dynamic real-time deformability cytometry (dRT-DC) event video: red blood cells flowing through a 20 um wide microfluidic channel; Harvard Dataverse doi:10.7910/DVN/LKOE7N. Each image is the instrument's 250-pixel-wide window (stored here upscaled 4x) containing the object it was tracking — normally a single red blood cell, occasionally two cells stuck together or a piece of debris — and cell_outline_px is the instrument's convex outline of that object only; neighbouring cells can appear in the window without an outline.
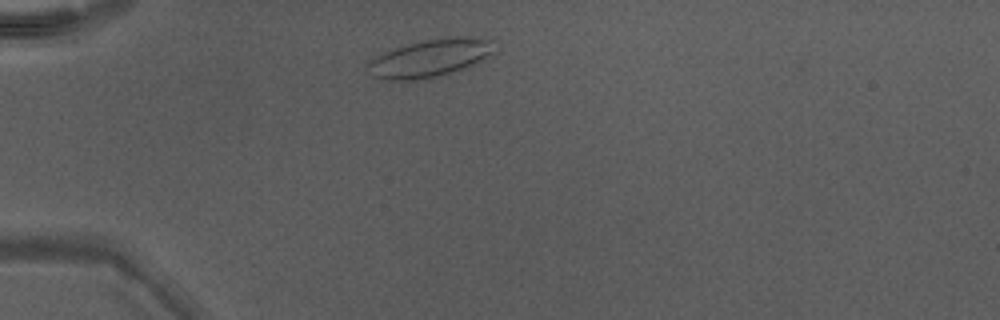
{"species": "Egyptian fruit bat (a non-hibernating species)", "species_latin": "Rousettus aegyptiacus", "temperature_condition": "warm", "stored_images_in_passage": 32, "camera_frame_rate_fps": 3000, "um_per_image_px": 0.085, "animal": {"sex": "male"}, "frame": {"image": 1, "passage_image": 3, "time_ms": 0.667, "image_size_px": [1000, 320], "cell_outline_px": [[492, 52], [472, 64], [448, 72], [432, 76], [412, 80], [384, 80], [372, 76], [368, 64], [376, 56], [396, 48], [408, 44], [424, 40], [464, 36], [492, 40]], "centroid_in_image_um": [36.49, 4.93], "position_along_channel_um": 48.5, "area_um2": 26.47}}
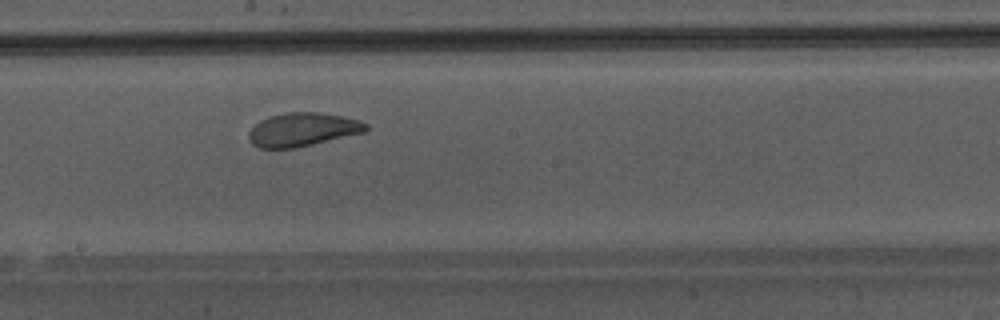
{"frame": {"image": 2, "passage_image": 17, "time_ms": 5.333, "image_size_px": [1000, 320], "cell_outline_px": [[368, 128], [364, 132], [296, 148], [260, 148], [252, 144], [248, 136], [248, 132], [260, 120], [272, 116], [288, 112], [320, 112], [360, 120], [368, 124]], "centroid_in_image_um": [25.72, 11.01], "position_along_channel_um": 222.5, "area_um2": 22.72}}
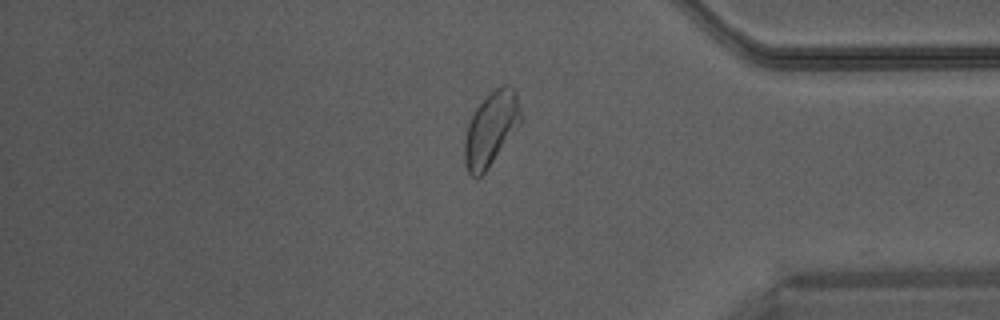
{"frame": {"image": 3, "passage_image": 30, "time_ms": 9.667, "image_size_px": [1000, 320], "cell_outline_px": [[524, 120], [488, 168], [480, 176], [472, 176], [468, 172], [464, 160], [464, 140], [468, 124], [476, 108], [484, 96], [496, 88], [504, 84], [508, 84], [516, 92], [524, 116]], "centroid_in_image_um": [41.77, 10.91], "position_along_channel_um": 393.4, "area_um2": 24.51}}